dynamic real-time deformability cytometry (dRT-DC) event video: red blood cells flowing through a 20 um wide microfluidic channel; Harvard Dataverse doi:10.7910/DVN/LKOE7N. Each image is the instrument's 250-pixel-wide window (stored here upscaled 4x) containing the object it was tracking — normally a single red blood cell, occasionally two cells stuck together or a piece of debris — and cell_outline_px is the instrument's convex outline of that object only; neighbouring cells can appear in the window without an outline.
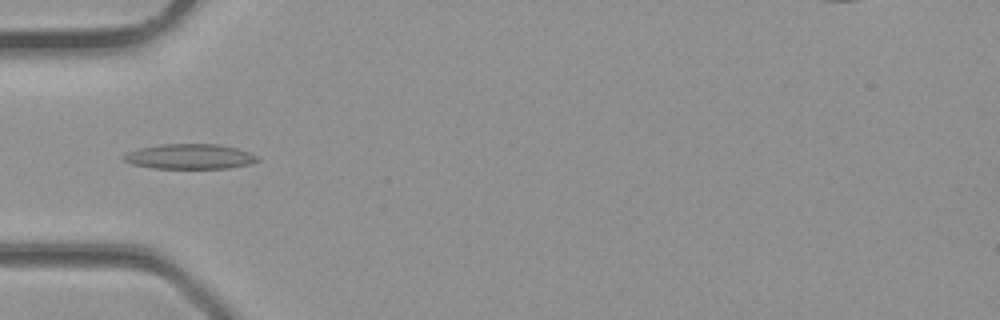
{"species": "common noctule bat (a hibernating species)", "species_latin": "Nyctalus noctula", "temperature_condition": "room temperature", "stored_images_in_passage": 34, "camera_frame_rate_fps": 3000, "um_per_image_px": 0.085, "animal": {"sex": "male", "body_mass_g": 23.1, "forearm_length_mm": 52.7}, "frame": {"image": 1, "passage_image": 10, "time_ms": 3.0, "image_size_px": [1000, 320], "cell_outline_px": [[260, 160], [252, 164], [228, 168], [152, 168], [132, 164], [124, 160], [120, 156], [128, 152], [140, 148], [160, 144], [216, 144], [236, 148], [260, 156]], "centroid_in_image_um": [16.15, 13.31], "position_along_channel_um": 68.8, "area_um2": 19.59}}
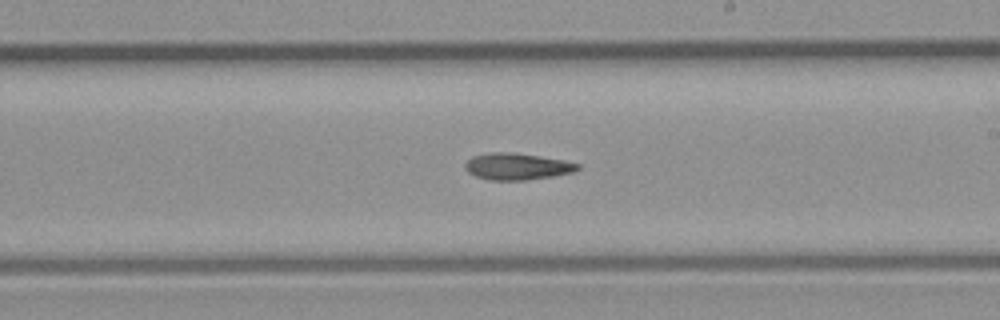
{"frame": {"image": 2, "passage_image": 19, "time_ms": 6.0, "image_size_px": [1000, 320], "cell_outline_px": [[580, 168], [572, 172], [552, 176], [524, 180], [488, 180], [476, 176], [468, 172], [464, 168], [464, 164], [472, 156], [488, 152], [512, 152], [564, 160], [580, 164]], "centroid_in_image_um": [43.91, 14.14], "position_along_channel_um": 245.1, "area_um2": 17.46}}
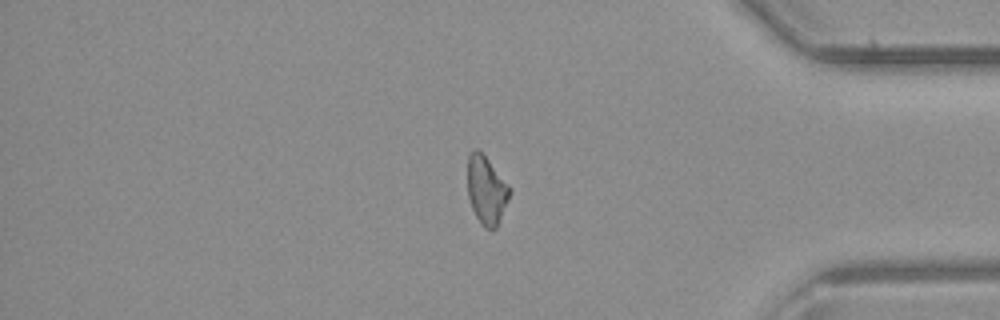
{"frame": {"image": 3, "passage_image": 28, "time_ms": 9.0, "image_size_px": [1000, 320], "cell_outline_px": [[512, 192], [496, 228], [492, 232], [484, 228], [480, 224], [472, 208], [468, 196], [468, 156], [476, 148], [488, 160], [512, 188]], "centroid_in_image_um": [41.37, 16.22], "position_along_channel_um": 393.8, "area_um2": 16.76}}